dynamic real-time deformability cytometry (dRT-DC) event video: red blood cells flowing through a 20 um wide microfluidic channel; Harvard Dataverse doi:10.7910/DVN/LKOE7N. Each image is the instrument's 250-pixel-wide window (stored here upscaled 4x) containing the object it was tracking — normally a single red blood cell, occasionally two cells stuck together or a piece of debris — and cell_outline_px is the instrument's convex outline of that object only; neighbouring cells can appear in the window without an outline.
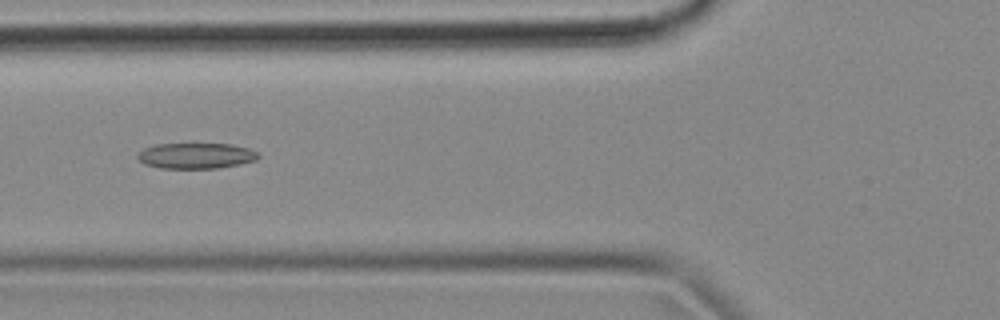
{"species": "common noctule bat (a hibernating species)", "species_latin": "Nyctalus noctula", "temperature_condition": "cold", "stored_images_in_passage": 54, "camera_frame_rate_fps": 3000, "um_per_image_px": 0.085, "animal": {"sex": "female", "body_mass_g": 18.4}, "frame": {"image": 1, "passage_image": 20, "time_ms": 6.333, "image_size_px": [1000, 320], "cell_outline_px": [[260, 156], [256, 160], [240, 164], [220, 168], [160, 168], [144, 164], [136, 156], [144, 148], [156, 144], [232, 144], [248, 148], [260, 152]], "centroid_in_image_um": [16.7, 13.24], "position_along_channel_um": 109.1, "area_um2": 18.15}}
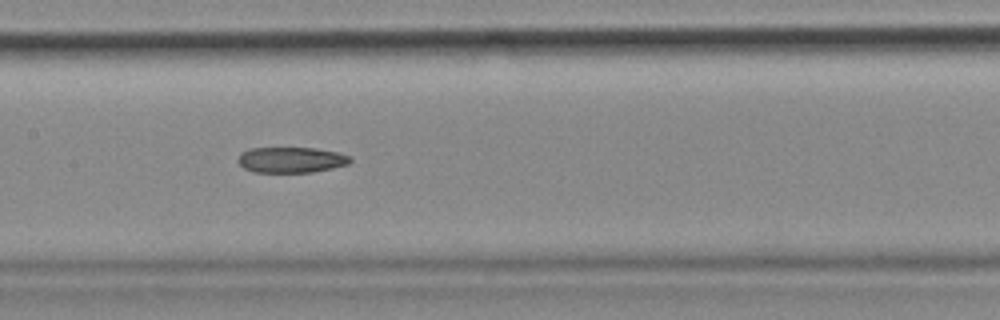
{"frame": {"image": 2, "passage_image": 26, "time_ms": 8.333, "image_size_px": [1000, 320], "cell_outline_px": [[352, 160], [348, 164], [332, 168], [312, 172], [252, 172], [244, 168], [236, 160], [240, 152], [248, 148], [316, 148], [340, 152], [348, 156]], "centroid_in_image_um": [24.71, 13.58], "position_along_channel_um": 182.7, "area_um2": 16.94}}
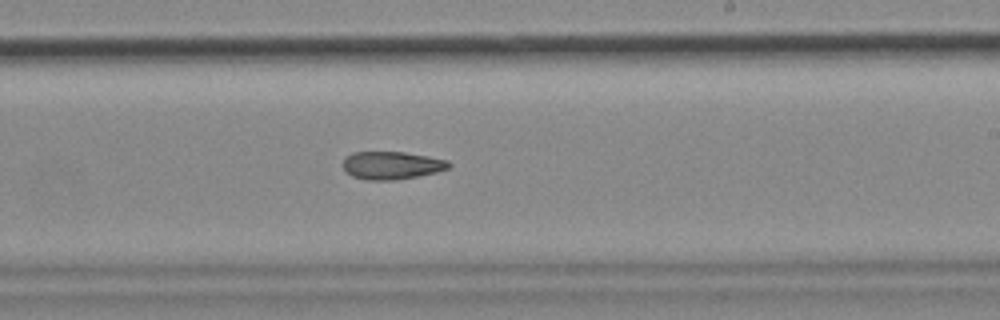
{"frame": {"image": 3, "passage_image": 32, "time_ms": 10.333, "image_size_px": [1000, 320], "cell_outline_px": [[452, 164], [448, 168], [436, 172], [396, 180], [368, 180], [352, 176], [344, 168], [344, 156], [352, 152], [404, 152], [428, 156], [448, 160]], "centroid_in_image_um": [33.3, 14.04], "position_along_channel_um": 255.7, "area_um2": 17.11}}